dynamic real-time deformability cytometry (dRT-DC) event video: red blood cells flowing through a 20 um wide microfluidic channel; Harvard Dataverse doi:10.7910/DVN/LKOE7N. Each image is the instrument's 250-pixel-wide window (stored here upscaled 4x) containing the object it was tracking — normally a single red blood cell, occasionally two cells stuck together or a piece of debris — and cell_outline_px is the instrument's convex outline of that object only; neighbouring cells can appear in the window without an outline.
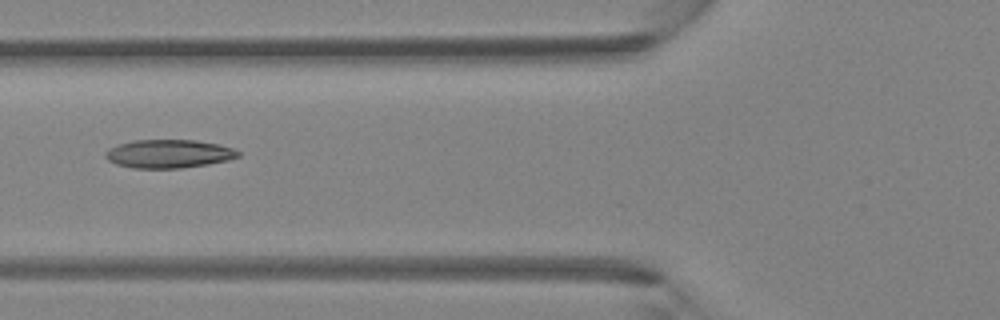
{"species": "Egyptian fruit bat (a non-hibernating species)", "species_latin": "Rousettus aegyptiacus", "temperature_condition": "room temperature", "stored_images_in_passage": 5, "camera_frame_rate_fps": 3000, "um_per_image_px": 0.085, "animal": {"sex": "female"}, "frame": {"image": 1, "passage_image": 5, "time_ms": 1.333, "image_size_px": [1000, 320], "cell_outline_px": [[240, 156], [228, 160], [208, 164], [180, 168], [132, 168], [116, 164], [108, 160], [104, 156], [104, 152], [108, 148], [132, 140], [196, 140], [220, 144], [232, 148], [240, 152]], "centroid_in_image_um": [14.33, 13.07], "position_along_channel_um": 111.5, "area_um2": 22.08}}